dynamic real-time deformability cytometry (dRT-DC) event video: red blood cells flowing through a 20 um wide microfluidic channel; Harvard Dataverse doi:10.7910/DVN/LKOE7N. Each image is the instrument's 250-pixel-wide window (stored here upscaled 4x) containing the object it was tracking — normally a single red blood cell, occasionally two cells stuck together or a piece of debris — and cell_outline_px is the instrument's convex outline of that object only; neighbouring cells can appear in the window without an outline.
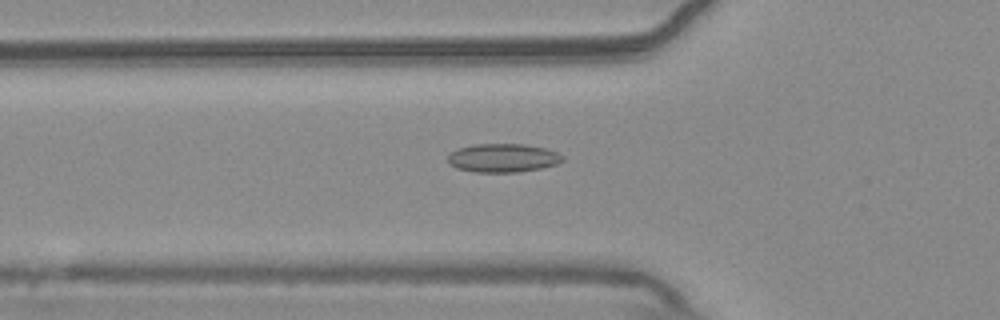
{"species": "common noctule bat (a hibernating species)", "species_latin": "Nyctalus noctula", "temperature_condition": "warm", "stored_images_in_passage": 54, "camera_frame_rate_fps": 3000, "um_per_image_px": 0.085, "animal": {"sex": "male", "body_mass_g": 20.4}, "frame": {"image": 1, "passage_image": 19, "time_ms": 6.0, "image_size_px": [1000, 320], "cell_outline_px": [[564, 160], [556, 164], [540, 168], [516, 172], [472, 172], [456, 168], [448, 164], [448, 156], [456, 148], [472, 144], [524, 144], [544, 148], [556, 152], [564, 156]], "centroid_in_image_um": [42.7, 13.42], "position_along_channel_um": 83.1, "area_um2": 19.19}}
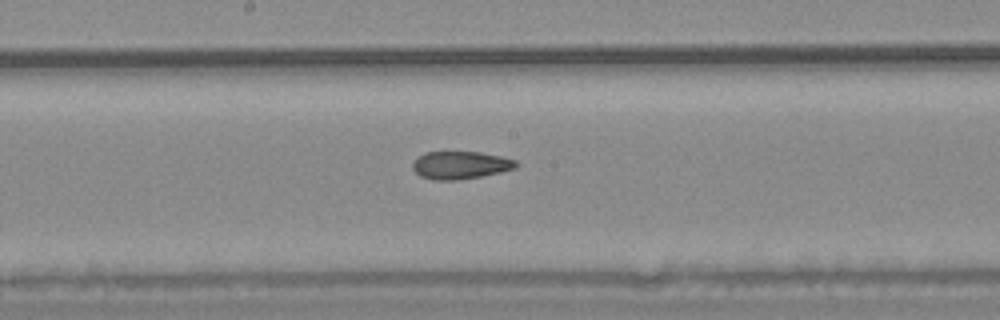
{"frame": {"image": 2, "passage_image": 29, "time_ms": 9.333, "image_size_px": [1000, 320], "cell_outline_px": [[520, 164], [516, 168], [500, 172], [480, 176], [456, 180], [432, 180], [420, 176], [412, 168], [412, 164], [424, 152], [480, 152], [500, 156], [516, 160]], "centroid_in_image_um": [39.15, 14.04], "position_along_channel_um": 209.1, "area_um2": 16.65}}
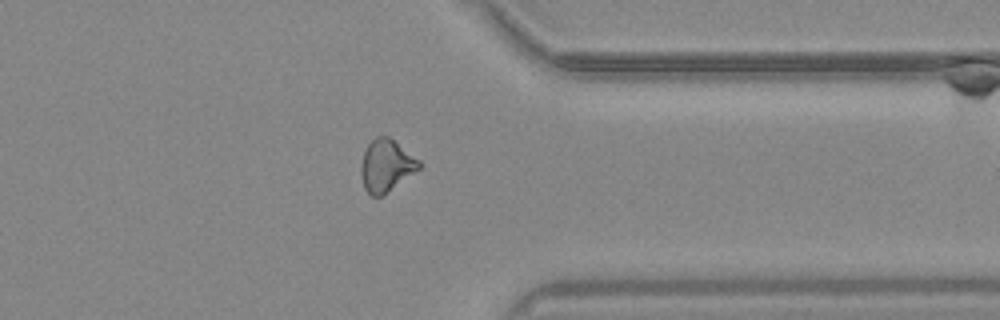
{"frame": {"image": 3, "passage_image": 43, "time_ms": 14.0, "image_size_px": [1000, 320], "cell_outline_px": [[424, 164], [420, 168], [380, 196], [372, 196], [364, 188], [360, 172], [360, 164], [364, 148], [376, 136], [388, 136], [420, 160]], "centroid_in_image_um": [32.8, 14.04], "position_along_channel_um": 378.6, "area_um2": 17.51}, "authors_computed_cell_mechanics": {"area_um2": 17.5134, "velocity_mm_per_s": 3.7575, "shape_relaxation_time_tau1_ms": null, "shape_relaxation_time_tau2_ms": 2.2965, "deformation_change_tau1": null, "deformation_change_tau2": 0.0787}}